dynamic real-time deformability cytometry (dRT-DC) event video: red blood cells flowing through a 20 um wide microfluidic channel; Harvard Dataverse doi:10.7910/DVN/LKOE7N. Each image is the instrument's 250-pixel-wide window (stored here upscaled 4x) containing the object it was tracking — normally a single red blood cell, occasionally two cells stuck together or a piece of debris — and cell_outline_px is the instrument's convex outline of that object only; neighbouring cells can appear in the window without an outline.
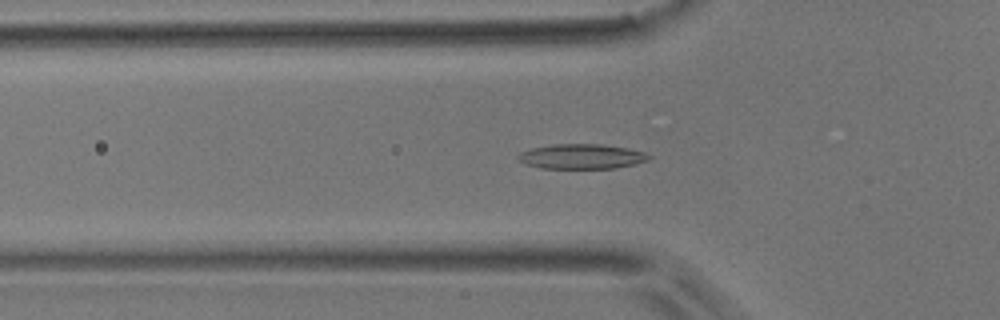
{"species": "common noctule bat (a hibernating species)", "species_latin": "Nyctalus noctula", "temperature_condition": "room temperature", "stored_images_in_passage": 42, "camera_frame_rate_fps": 3000, "um_per_image_px": 0.085, "animal": {"sex": "male", "body_mass_g": 17.9}, "frame": {"image": 1, "passage_image": 8, "time_ms": 2.333, "image_size_px": [1000, 320], "cell_outline_px": [[652, 160], [636, 164], [616, 168], [540, 168], [524, 164], [516, 156], [520, 152], [532, 148], [552, 144], [600, 144], [628, 148], [644, 152], [652, 156]], "centroid_in_image_um": [49.47, 13.3], "position_along_channel_um": 76.3, "area_um2": 19.13}}
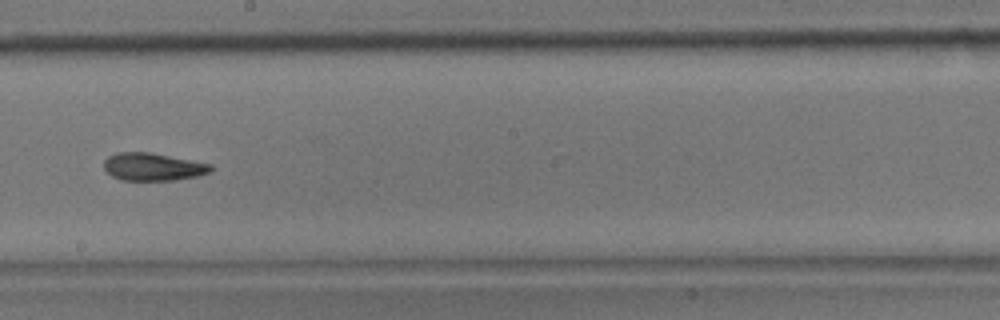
{"frame": {"image": 2, "passage_image": 20, "time_ms": 6.333, "image_size_px": [1000, 320], "cell_outline_px": [[212, 172], [196, 176], [176, 180], [124, 180], [112, 176], [104, 168], [104, 160], [108, 156], [116, 152], [152, 152], [212, 164]], "centroid_in_image_um": [13.01, 14.17], "position_along_channel_um": 235.2, "area_um2": 17.34}}
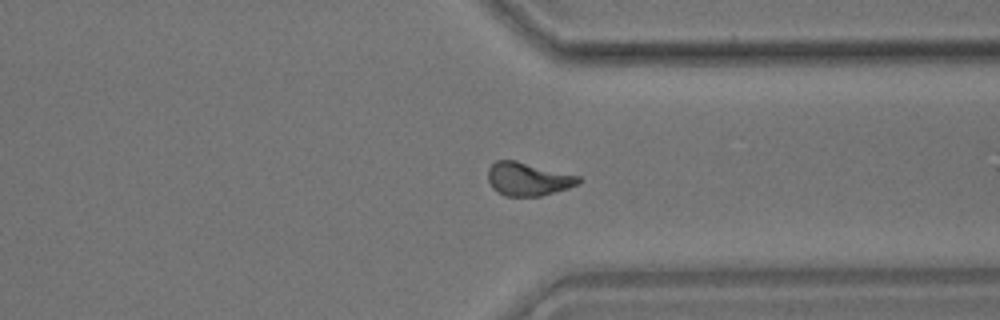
{"frame": {"image": 3, "passage_image": 30, "time_ms": 9.667, "image_size_px": [1000, 320], "cell_outline_px": [[584, 180], [580, 184], [568, 188], [540, 196], [504, 196], [496, 192], [492, 188], [488, 180], [488, 168], [496, 160], [516, 160], [580, 176]], "centroid_in_image_um": [44.89, 15.22], "position_along_channel_um": 366.5, "area_um2": 17.8}, "authors_computed_cell_mechanics": {"area_um2": 17.34, "velocity_mm_per_s": 3.9561, "shape_relaxation_time_tau1_ms": 4.6879, "shape_relaxation_time_tau2_ms": 2.746, "deformation_change_tau1": 0.1383, "deformation_change_tau2": 0.0899}}